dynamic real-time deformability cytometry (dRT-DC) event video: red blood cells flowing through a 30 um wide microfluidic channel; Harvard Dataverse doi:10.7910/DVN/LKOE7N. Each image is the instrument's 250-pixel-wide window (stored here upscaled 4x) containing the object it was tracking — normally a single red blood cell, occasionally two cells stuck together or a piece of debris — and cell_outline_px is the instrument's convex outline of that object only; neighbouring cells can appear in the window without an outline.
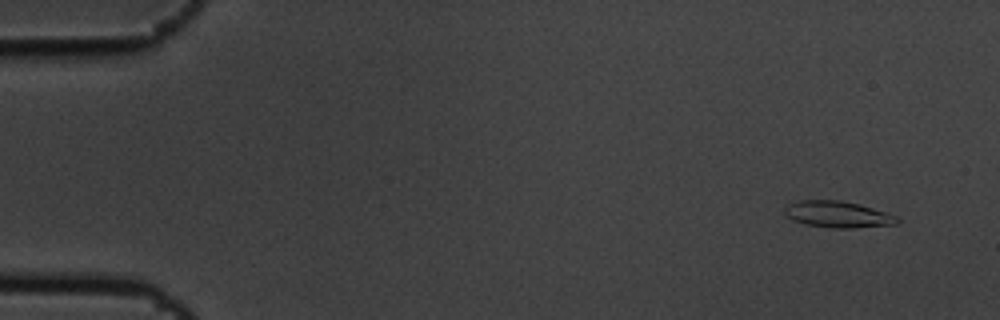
{"species": "common noctule bat (a hibernating species)", "species_latin": "Nyctalus noctula", "temperature_condition": "cold", "stored_images_in_passage": 5, "camera_frame_rate_fps": 3000, "um_per_image_px": 0.085, "animal": {"sex": "male", "body_mass_g": 19.5, "forearm_length_mm": 54.6}, "frame": {"image": 1, "passage_image": 1, "time_ms": 0.0, "image_size_px": [1000, 320], "cell_outline_px": [[900, 220], [896, 224], [852, 228], [832, 228], [804, 224], [792, 220], [784, 212], [784, 208], [788, 204], [800, 200], [840, 200], [860, 204], [896, 216]], "centroid_in_image_um": [71.18, 18.22], "position_along_channel_um": 13.8, "area_um2": 17.28}}
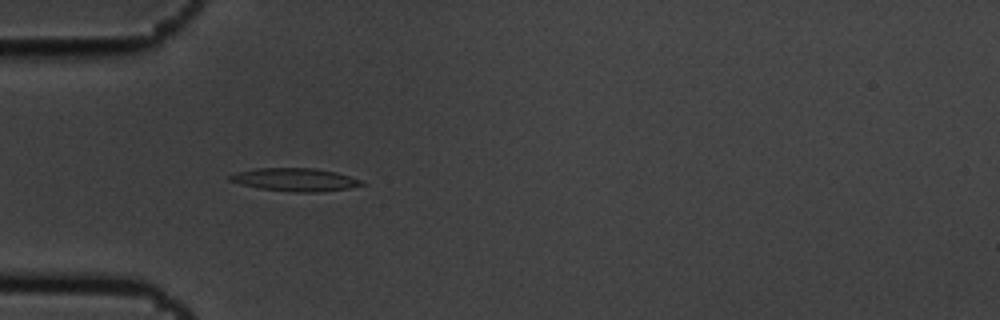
{"frame": {"image": 2, "passage_image": 4, "time_ms": 1.0, "image_size_px": [1000, 320], "cell_outline_px": [[364, 184], [348, 188], [316, 192], [296, 192], [260, 188], [228, 180], [228, 176], [236, 172], [256, 168], [316, 168], [336, 172], [360, 180]], "centroid_in_image_um": [25.06, 15.26], "position_along_channel_um": 59.9, "area_um2": 17.34}}
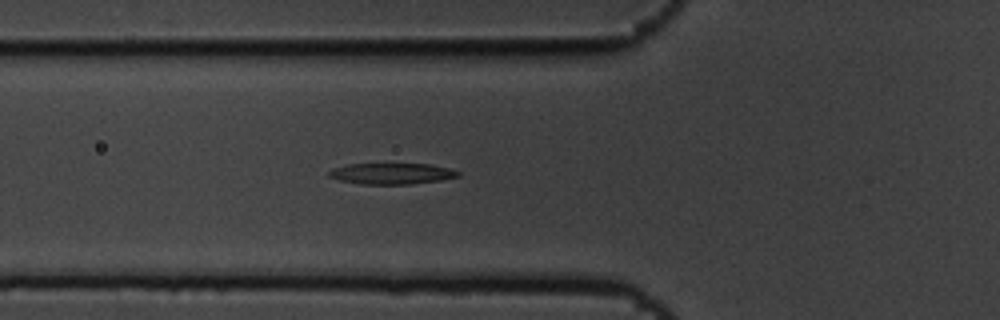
{"frame": {"image": 3, "passage_image": 5, "time_ms": 1.333, "image_size_px": [1000, 320], "cell_outline_px": [[460, 176], [440, 180], [412, 184], [360, 184], [340, 180], [328, 176], [328, 172], [332, 168], [348, 164], [428, 164], [448, 168], [460, 172]], "centroid_in_image_um": [33.27, 14.76], "position_along_channel_um": 92.5, "area_um2": 15.78}}